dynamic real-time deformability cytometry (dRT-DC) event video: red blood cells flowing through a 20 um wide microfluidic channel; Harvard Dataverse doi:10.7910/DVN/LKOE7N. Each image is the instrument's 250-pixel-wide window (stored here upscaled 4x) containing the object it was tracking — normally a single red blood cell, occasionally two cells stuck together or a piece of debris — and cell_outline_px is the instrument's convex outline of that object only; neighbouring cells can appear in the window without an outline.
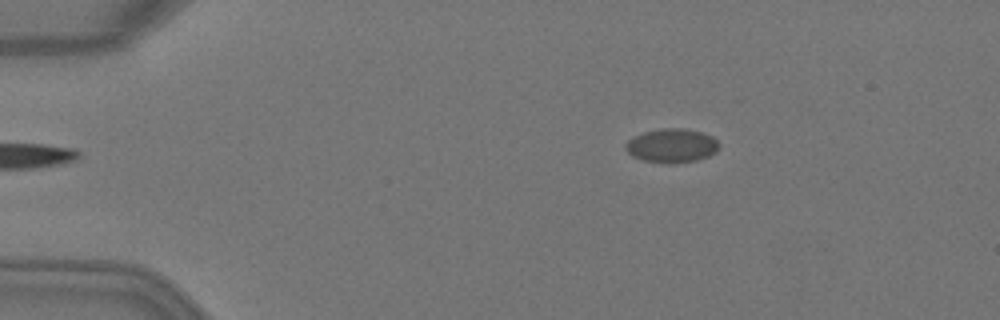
{"species": "Egyptian fruit bat (a non-hibernating species)", "species_latin": "Rousettus aegyptiacus", "temperature_condition": "warm", "stored_images_in_passage": 5, "camera_frame_rate_fps": 3000, "um_per_image_px": 0.085, "animal": {"sex": "female"}, "frame": {"image": 1, "passage_image": 5, "time_ms": 1.333, "image_size_px": [1000, 320], "cell_outline_px": [[720, 144], [716, 152], [708, 156], [696, 160], [644, 160], [632, 156], [624, 148], [624, 144], [632, 136], [644, 132], [660, 128], [684, 128], [700, 132], [712, 136]], "centroid_in_image_um": [57.08, 12.31], "position_along_channel_um": 27.9, "area_um2": 17.8}}